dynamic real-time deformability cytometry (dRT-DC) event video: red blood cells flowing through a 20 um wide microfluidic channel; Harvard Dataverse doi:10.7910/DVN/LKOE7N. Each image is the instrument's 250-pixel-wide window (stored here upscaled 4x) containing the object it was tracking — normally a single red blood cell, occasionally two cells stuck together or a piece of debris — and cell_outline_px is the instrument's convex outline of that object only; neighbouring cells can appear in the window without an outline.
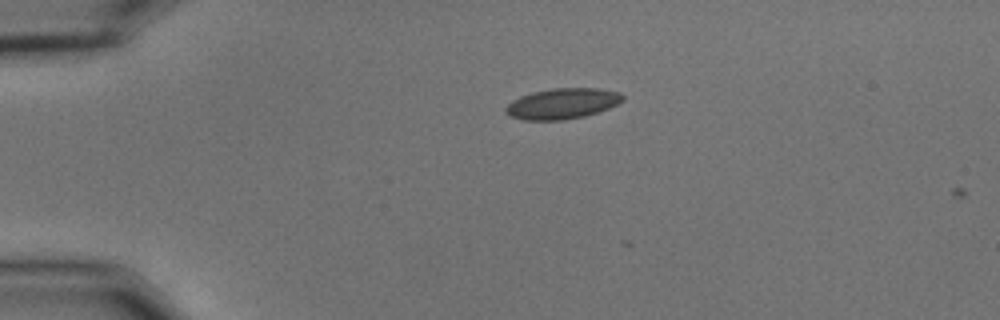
{"species": "common noctule bat (a hibernating species)", "species_latin": "Nyctalus noctula", "temperature_condition": "cold", "stored_images_in_passage": 2, "camera_frame_rate_fps": 3000, "um_per_image_px": 0.085, "animal": {"sex": "male", "body_mass_g": 15.6}, "frame": {"image": 1, "passage_image": 1, "time_ms": 0.0, "image_size_px": [1000, 320], "cell_outline_px": [[624, 100], [608, 108], [584, 116], [564, 120], [524, 120], [512, 116], [504, 112], [504, 108], [512, 100], [520, 96], [532, 92], [552, 88], [600, 88], [620, 92], [624, 96]], "centroid_in_image_um": [47.79, 8.8], "position_along_channel_um": 37.2, "area_um2": 20.92}}